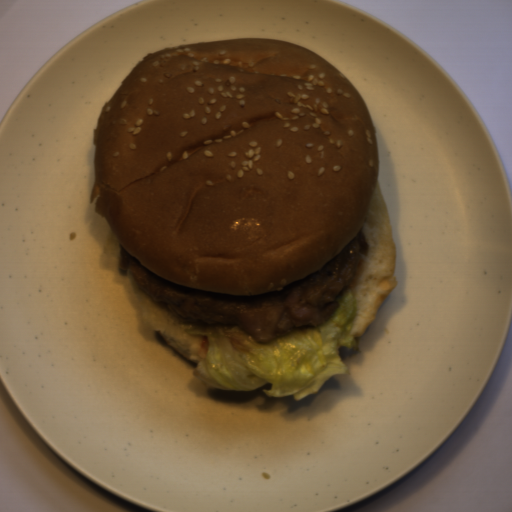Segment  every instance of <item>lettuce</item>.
<instances>
[{
    "instance_id": "lettuce-1",
    "label": "lettuce",
    "mask_w": 512,
    "mask_h": 512,
    "mask_svg": "<svg viewBox=\"0 0 512 512\" xmlns=\"http://www.w3.org/2000/svg\"><path fill=\"white\" fill-rule=\"evenodd\" d=\"M332 315L314 327L296 328L267 342H258L232 323L192 322L183 331L206 336L204 358L192 373L217 391L248 392L270 384L262 392L271 398L293 396L302 401L318 393L334 375H350L339 346L358 352L351 334L355 295L350 288L336 297Z\"/></svg>"
}]
</instances>
